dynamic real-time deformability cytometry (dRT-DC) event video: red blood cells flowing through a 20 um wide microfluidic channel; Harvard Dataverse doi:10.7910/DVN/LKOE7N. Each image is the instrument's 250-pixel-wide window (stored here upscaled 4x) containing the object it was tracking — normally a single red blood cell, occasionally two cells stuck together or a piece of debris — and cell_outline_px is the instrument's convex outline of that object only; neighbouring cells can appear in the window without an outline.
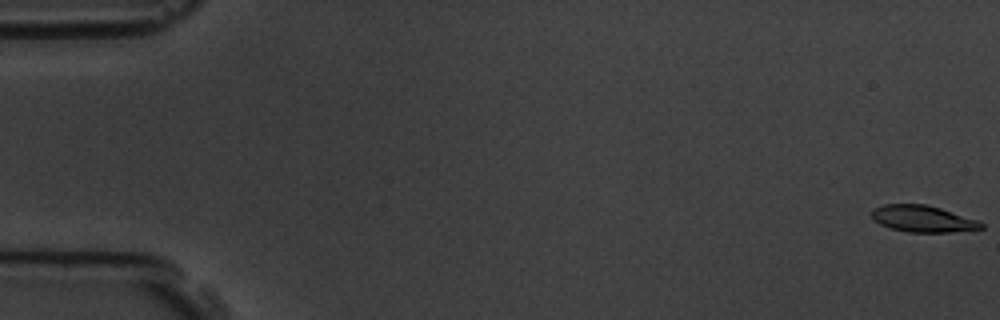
{"species": "common noctule bat (a hibernating species)", "species_latin": "Nyctalus noctula", "temperature_condition": "room temperature", "stored_images_in_passage": 10, "camera_frame_rate_fps": 3000, "um_per_image_px": 0.085, "animal": {"sex": "male", "body_mass_g": 19.5, "forearm_length_mm": 54.6}, "frame": {"image": 1, "passage_image": 1, "time_ms": 0.0, "image_size_px": [1000, 320], "cell_outline_px": [[984, 228], [948, 232], [908, 232], [888, 228], [880, 224], [872, 216], [872, 208], [884, 204], [924, 204], [940, 208], [976, 220], [984, 224]], "centroid_in_image_um": [78.4, 18.59], "position_along_channel_um": 6.6, "area_um2": 16.76}}
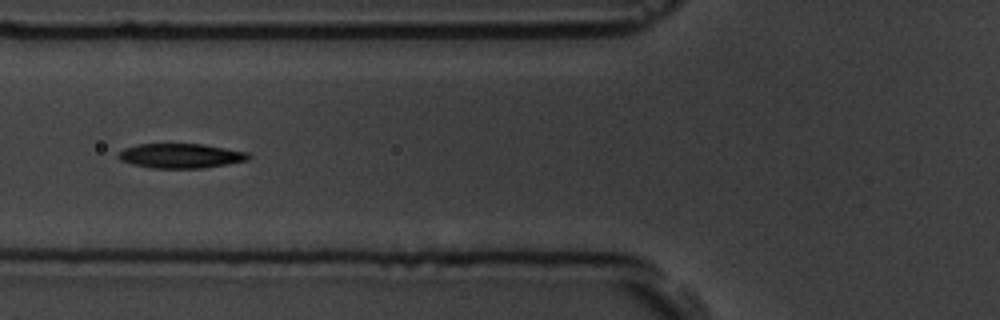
{"frame": {"image": 2, "passage_image": 7, "time_ms": 7.0, "image_size_px": [1000, 320], "cell_outline_px": [[252, 156], [248, 160], [228, 164], [204, 168], [152, 168], [132, 164], [120, 160], [116, 156], [124, 148], [140, 144], [204, 144], [248, 152]], "centroid_in_image_um": [15.39, 13.25], "position_along_channel_um": 110.4, "area_um2": 18.73}}
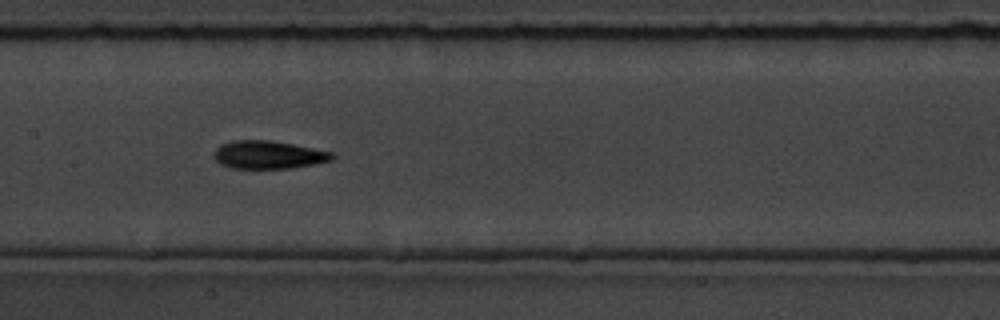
{"frame": {"image": 3, "passage_image": 9, "time_ms": 9.0, "image_size_px": [1000, 320], "cell_outline_px": [[336, 156], [332, 160], [316, 164], [292, 168], [232, 168], [220, 164], [212, 156], [212, 152], [220, 144], [232, 140], [272, 140], [332, 152]], "centroid_in_image_um": [22.78, 13.15], "position_along_channel_um": 184.6, "area_um2": 19.48}}